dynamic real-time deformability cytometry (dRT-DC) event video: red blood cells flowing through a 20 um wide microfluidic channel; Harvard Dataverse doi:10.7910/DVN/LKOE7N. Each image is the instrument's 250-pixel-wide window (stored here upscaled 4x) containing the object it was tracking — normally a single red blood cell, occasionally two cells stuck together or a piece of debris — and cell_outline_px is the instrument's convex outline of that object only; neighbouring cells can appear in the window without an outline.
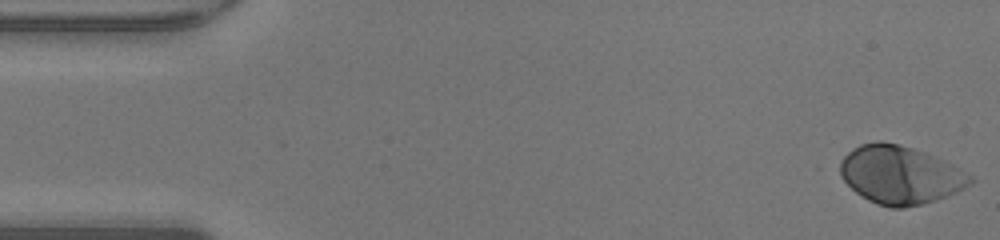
{"species": "human", "species_latin": "Homo sapiens", "temperature_condition": "warm", "stored_images_in_passage": 48, "camera_frame_rate_fps": 3000, "um_per_image_px": 0.085, "donor": {"sex": "male"}, "frame": {"image": 1, "passage_image": 1, "time_ms": 0.0, "image_size_px": [1000, 240], "cell_outline_px": [[976, 180], [964, 188], [956, 192], [936, 200], [904, 208], [892, 208], [876, 204], [868, 200], [856, 192], [832, 168], [852, 148], [860, 144], [876, 140], [880, 140], [900, 144], [924, 152], [944, 160], [952, 164], [972, 176]], "centroid_in_image_um": [76.44, 14.85], "position_along_channel_um": 8.6, "area_um2": 44.62}}
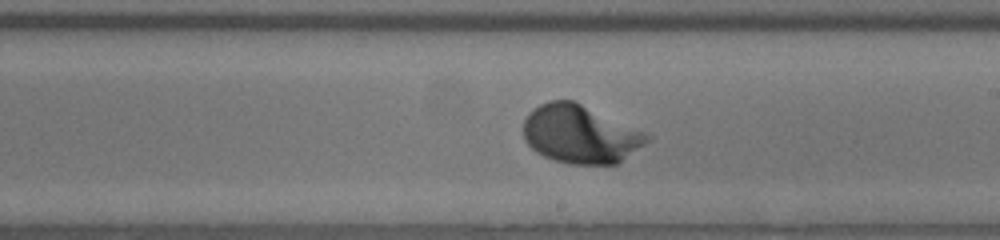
{"frame": {"image": 2, "passage_image": 27, "time_ms": 8.667, "image_size_px": [1000, 240], "cell_outline_px": [[652, 136], [644, 144], [616, 164], [568, 164], [544, 156], [536, 152], [524, 140], [524, 120], [528, 112], [532, 108], [548, 100], [572, 100], [644, 132]], "centroid_in_image_um": [49.26, 11.4], "position_along_channel_um": 239.7, "area_um2": 41.44}}
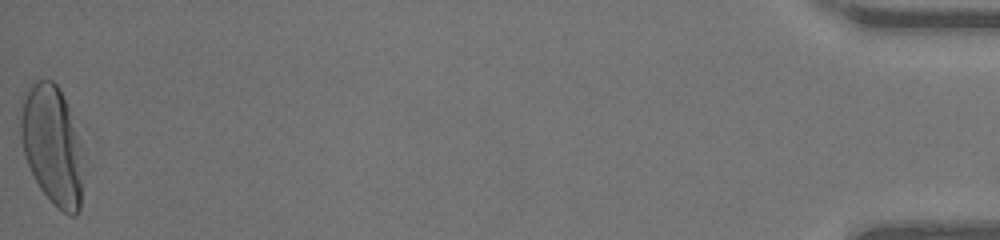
{"frame": {"image": 3, "passage_image": 48, "time_ms": 15.667, "image_size_px": [1000, 240], "cell_outline_px": [[80, 208], [76, 216], [72, 216], [56, 208], [40, 188], [28, 164], [24, 152], [20, 136], [16, 116], [20, 100], [28, 84], [36, 80], [52, 80], [56, 84], [68, 108], [76, 140], [80, 180]], "centroid_in_image_um": [4.29, 12.26], "position_along_channel_um": 430.9, "area_um2": 42.48}, "authors_computed_cell_mechanics": {"area_um2": 40.9224, "velocity_mm_per_s": 4.2923, "shape_relaxation_time_tau1_ms": 1.9664, "shape_relaxation_time_tau2_ms": null, "deformation_change_tau1": 0.1528, "deformation_change_tau2": null}}